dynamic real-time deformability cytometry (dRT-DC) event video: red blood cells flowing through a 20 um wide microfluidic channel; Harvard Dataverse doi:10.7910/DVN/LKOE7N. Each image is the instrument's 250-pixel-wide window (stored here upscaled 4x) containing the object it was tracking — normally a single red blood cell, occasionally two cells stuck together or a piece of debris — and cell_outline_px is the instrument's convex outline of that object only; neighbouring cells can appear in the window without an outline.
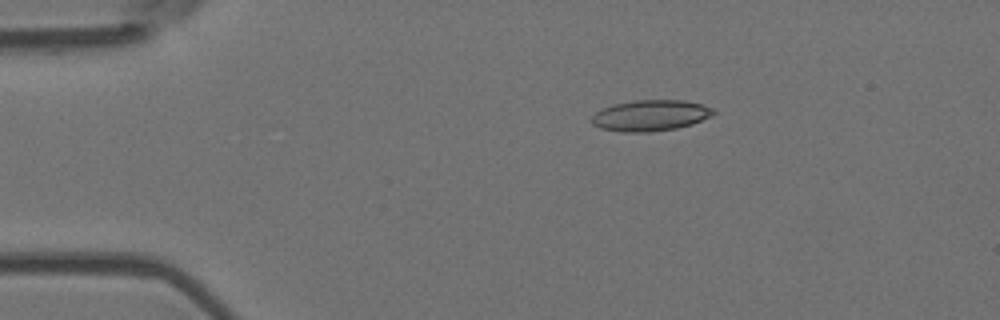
{"species": "Egyptian fruit bat (a non-hibernating species)", "species_latin": "Rousettus aegyptiacus", "temperature_condition": "room temperature", "stored_images_in_passage": 6, "camera_frame_rate_fps": 3000, "um_per_image_px": 0.085, "animal": {"sex": "female"}, "frame": {"image": 1, "passage_image": 3, "time_ms": 0.667, "image_size_px": [1000, 320], "cell_outline_px": [[716, 112], [712, 116], [692, 124], [676, 128], [652, 132], [624, 132], [600, 128], [592, 124], [592, 116], [596, 112], [612, 104], [636, 100], [684, 100], [704, 104], [712, 108]], "centroid_in_image_um": [55.31, 9.81], "position_along_channel_um": 29.7, "area_um2": 22.08}}
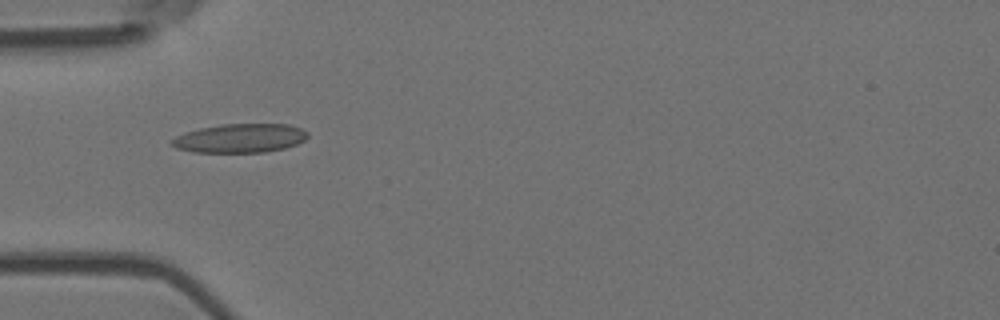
{"frame": {"image": 2, "passage_image": 5, "time_ms": 1.333, "image_size_px": [1000, 320], "cell_outline_px": [[308, 136], [304, 140], [296, 144], [284, 148], [264, 152], [192, 152], [176, 148], [168, 144], [176, 136], [184, 132], [200, 128], [224, 124], [288, 124], [300, 128], [308, 132]], "centroid_in_image_um": [20.37, 11.75], "position_along_channel_um": 64.6, "area_um2": 22.89}}
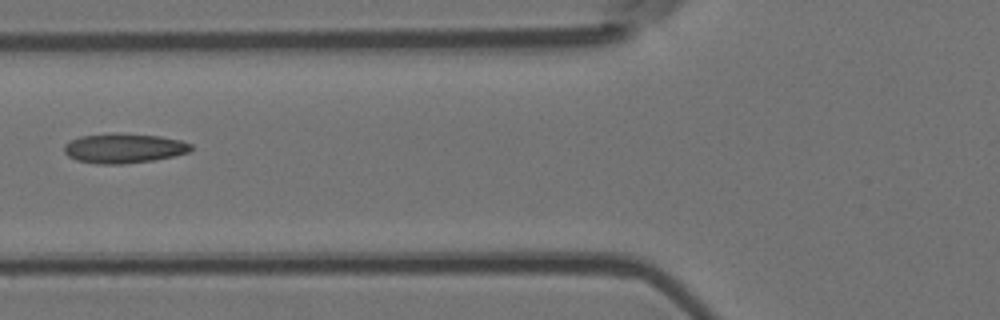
{"frame": {"image": 3, "passage_image": 6, "time_ms": 1.667, "image_size_px": [1000, 320], "cell_outline_px": [[192, 148], [188, 152], [172, 156], [152, 160], [120, 164], [96, 164], [76, 160], [68, 156], [64, 152], [64, 144], [80, 136], [112, 132], [160, 136], [180, 140], [192, 144]], "centroid_in_image_um": [10.49, 12.59], "position_along_channel_um": 115.3, "area_um2": 21.96}}